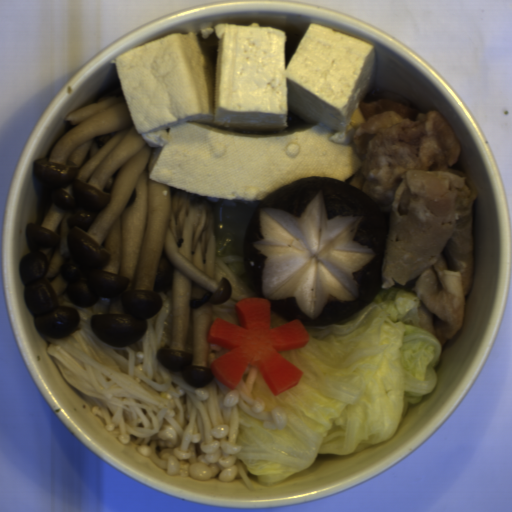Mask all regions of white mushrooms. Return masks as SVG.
Returning <instances> with one entry per match:
<instances>
[{
  "mask_svg": "<svg viewBox=\"0 0 512 512\" xmlns=\"http://www.w3.org/2000/svg\"><path fill=\"white\" fill-rule=\"evenodd\" d=\"M77 125L58 138L33 173L51 204L41 224L25 226L29 246L19 263L24 301L45 338H66L79 325V306L109 298L89 325L107 346L140 339L172 289L168 345L162 367L195 386L209 384L213 305L231 296L216 281V229L207 195L150 179L154 149L136 129L122 88L65 115Z\"/></svg>",
  "mask_w": 512,
  "mask_h": 512,
  "instance_id": "1",
  "label": "white mushrooms"
}]
</instances>
